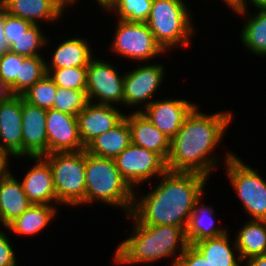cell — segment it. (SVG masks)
Here are the masks:
<instances>
[{"label": "cell", "instance_id": "6da1fadb", "mask_svg": "<svg viewBox=\"0 0 266 266\" xmlns=\"http://www.w3.org/2000/svg\"><path fill=\"white\" fill-rule=\"evenodd\" d=\"M161 178V180H160ZM208 177L195 172L166 171L153 190L137 198L130 218L142 225H174L186 228L195 202L205 193Z\"/></svg>", "mask_w": 266, "mask_h": 266}, {"label": "cell", "instance_id": "7a4b0ae2", "mask_svg": "<svg viewBox=\"0 0 266 266\" xmlns=\"http://www.w3.org/2000/svg\"><path fill=\"white\" fill-rule=\"evenodd\" d=\"M232 120L230 110L209 115L200 112L197 105L171 139L166 161L168 171L195 172L209 178L218 163V157H213L212 153L221 143Z\"/></svg>", "mask_w": 266, "mask_h": 266}, {"label": "cell", "instance_id": "3957f363", "mask_svg": "<svg viewBox=\"0 0 266 266\" xmlns=\"http://www.w3.org/2000/svg\"><path fill=\"white\" fill-rule=\"evenodd\" d=\"M131 219L133 233L117 246L113 254L114 262L120 265L143 264L172 257L171 266H175L189 245L185 228L174 225H142L134 218Z\"/></svg>", "mask_w": 266, "mask_h": 266}, {"label": "cell", "instance_id": "277c9868", "mask_svg": "<svg viewBox=\"0 0 266 266\" xmlns=\"http://www.w3.org/2000/svg\"><path fill=\"white\" fill-rule=\"evenodd\" d=\"M134 190L123 179L114 159L98 157L85 150V204L93 202L121 207L131 214Z\"/></svg>", "mask_w": 266, "mask_h": 266}, {"label": "cell", "instance_id": "5b68a950", "mask_svg": "<svg viewBox=\"0 0 266 266\" xmlns=\"http://www.w3.org/2000/svg\"><path fill=\"white\" fill-rule=\"evenodd\" d=\"M183 0H153L146 24L164 51L189 46L196 34L191 13ZM195 32V33H194ZM194 33V34H193Z\"/></svg>", "mask_w": 266, "mask_h": 266}, {"label": "cell", "instance_id": "8992f818", "mask_svg": "<svg viewBox=\"0 0 266 266\" xmlns=\"http://www.w3.org/2000/svg\"><path fill=\"white\" fill-rule=\"evenodd\" d=\"M51 167L57 204H85V150L54 152L42 156Z\"/></svg>", "mask_w": 266, "mask_h": 266}, {"label": "cell", "instance_id": "52a82bcc", "mask_svg": "<svg viewBox=\"0 0 266 266\" xmlns=\"http://www.w3.org/2000/svg\"><path fill=\"white\" fill-rule=\"evenodd\" d=\"M224 162L226 175L245 212L251 220H266V180L231 152L226 153Z\"/></svg>", "mask_w": 266, "mask_h": 266}, {"label": "cell", "instance_id": "ba28073f", "mask_svg": "<svg viewBox=\"0 0 266 266\" xmlns=\"http://www.w3.org/2000/svg\"><path fill=\"white\" fill-rule=\"evenodd\" d=\"M114 35L110 49L118 56L146 63L147 60L166 53L156 42L146 23L118 19Z\"/></svg>", "mask_w": 266, "mask_h": 266}, {"label": "cell", "instance_id": "9c48e42d", "mask_svg": "<svg viewBox=\"0 0 266 266\" xmlns=\"http://www.w3.org/2000/svg\"><path fill=\"white\" fill-rule=\"evenodd\" d=\"M114 161L121 176L134 191L142 183L153 180L154 176L158 178L168 170L166 161L160 155L133 143L115 157Z\"/></svg>", "mask_w": 266, "mask_h": 266}, {"label": "cell", "instance_id": "30bf717a", "mask_svg": "<svg viewBox=\"0 0 266 266\" xmlns=\"http://www.w3.org/2000/svg\"><path fill=\"white\" fill-rule=\"evenodd\" d=\"M124 76L117 68L101 59L90 60L87 66L86 95L89 102L96 104L121 105L124 97ZM98 101H93L94 99Z\"/></svg>", "mask_w": 266, "mask_h": 266}, {"label": "cell", "instance_id": "8fae6325", "mask_svg": "<svg viewBox=\"0 0 266 266\" xmlns=\"http://www.w3.org/2000/svg\"><path fill=\"white\" fill-rule=\"evenodd\" d=\"M165 69L162 64H143L125 72L123 104L127 106L144 105V109L153 101L157 89L164 81ZM150 99V100H149Z\"/></svg>", "mask_w": 266, "mask_h": 266}, {"label": "cell", "instance_id": "7c38bea8", "mask_svg": "<svg viewBox=\"0 0 266 266\" xmlns=\"http://www.w3.org/2000/svg\"><path fill=\"white\" fill-rule=\"evenodd\" d=\"M48 154L85 150L78 128L77 116L53 108L46 113Z\"/></svg>", "mask_w": 266, "mask_h": 266}, {"label": "cell", "instance_id": "4fadbf2b", "mask_svg": "<svg viewBox=\"0 0 266 266\" xmlns=\"http://www.w3.org/2000/svg\"><path fill=\"white\" fill-rule=\"evenodd\" d=\"M197 106L186 99H162L153 100L143 111H141L151 123L157 127L169 139H172L184 123L186 117Z\"/></svg>", "mask_w": 266, "mask_h": 266}, {"label": "cell", "instance_id": "5bb4252c", "mask_svg": "<svg viewBox=\"0 0 266 266\" xmlns=\"http://www.w3.org/2000/svg\"><path fill=\"white\" fill-rule=\"evenodd\" d=\"M22 96L0 103V152L8 158L23 157Z\"/></svg>", "mask_w": 266, "mask_h": 266}, {"label": "cell", "instance_id": "9a60e30c", "mask_svg": "<svg viewBox=\"0 0 266 266\" xmlns=\"http://www.w3.org/2000/svg\"><path fill=\"white\" fill-rule=\"evenodd\" d=\"M125 117L118 108L112 105L88 102L77 115L79 135L86 147L94 138L113 129Z\"/></svg>", "mask_w": 266, "mask_h": 266}, {"label": "cell", "instance_id": "2e32d148", "mask_svg": "<svg viewBox=\"0 0 266 266\" xmlns=\"http://www.w3.org/2000/svg\"><path fill=\"white\" fill-rule=\"evenodd\" d=\"M47 110L32 105L22 97L23 158L48 154Z\"/></svg>", "mask_w": 266, "mask_h": 266}, {"label": "cell", "instance_id": "e0dca14e", "mask_svg": "<svg viewBox=\"0 0 266 266\" xmlns=\"http://www.w3.org/2000/svg\"><path fill=\"white\" fill-rule=\"evenodd\" d=\"M37 160L22 179V188L31 204H57L53 174L50 164L42 157H27ZM53 203V204H52Z\"/></svg>", "mask_w": 266, "mask_h": 266}, {"label": "cell", "instance_id": "ac0fdd59", "mask_svg": "<svg viewBox=\"0 0 266 266\" xmlns=\"http://www.w3.org/2000/svg\"><path fill=\"white\" fill-rule=\"evenodd\" d=\"M131 130V143L160 155L167 161L171 139L163 134L141 111H133L124 117Z\"/></svg>", "mask_w": 266, "mask_h": 266}, {"label": "cell", "instance_id": "d6986e66", "mask_svg": "<svg viewBox=\"0 0 266 266\" xmlns=\"http://www.w3.org/2000/svg\"><path fill=\"white\" fill-rule=\"evenodd\" d=\"M0 5L10 15L32 24H39V20L55 23V20L58 21L63 16L64 8L68 6L64 0H0Z\"/></svg>", "mask_w": 266, "mask_h": 266}, {"label": "cell", "instance_id": "ffe728a7", "mask_svg": "<svg viewBox=\"0 0 266 266\" xmlns=\"http://www.w3.org/2000/svg\"><path fill=\"white\" fill-rule=\"evenodd\" d=\"M8 170L0 178V208L4 223L8 226L32 204L19 182Z\"/></svg>", "mask_w": 266, "mask_h": 266}, {"label": "cell", "instance_id": "44dd1931", "mask_svg": "<svg viewBox=\"0 0 266 266\" xmlns=\"http://www.w3.org/2000/svg\"><path fill=\"white\" fill-rule=\"evenodd\" d=\"M202 199L201 196L195 202L185 228L186 239L190 245L202 239L218 237L229 232L226 228L215 225L214 208L205 203L201 204Z\"/></svg>", "mask_w": 266, "mask_h": 266}, {"label": "cell", "instance_id": "7402d4cb", "mask_svg": "<svg viewBox=\"0 0 266 266\" xmlns=\"http://www.w3.org/2000/svg\"><path fill=\"white\" fill-rule=\"evenodd\" d=\"M131 144V130L124 118L113 129L94 138L86 151L98 157L114 159Z\"/></svg>", "mask_w": 266, "mask_h": 266}, {"label": "cell", "instance_id": "603a6c76", "mask_svg": "<svg viewBox=\"0 0 266 266\" xmlns=\"http://www.w3.org/2000/svg\"><path fill=\"white\" fill-rule=\"evenodd\" d=\"M87 39L68 38L62 41L54 51L51 61L46 62V69L88 66L93 58Z\"/></svg>", "mask_w": 266, "mask_h": 266}, {"label": "cell", "instance_id": "cb8c5ba5", "mask_svg": "<svg viewBox=\"0 0 266 266\" xmlns=\"http://www.w3.org/2000/svg\"><path fill=\"white\" fill-rule=\"evenodd\" d=\"M229 239L227 232L218 237L202 239L192 245L208 260L211 266H241L242 260L235 240L231 245Z\"/></svg>", "mask_w": 266, "mask_h": 266}, {"label": "cell", "instance_id": "d4e9b609", "mask_svg": "<svg viewBox=\"0 0 266 266\" xmlns=\"http://www.w3.org/2000/svg\"><path fill=\"white\" fill-rule=\"evenodd\" d=\"M56 205L32 204L22 215L11 222L7 229L15 235L34 236L44 230L57 211Z\"/></svg>", "mask_w": 266, "mask_h": 266}, {"label": "cell", "instance_id": "484cf974", "mask_svg": "<svg viewBox=\"0 0 266 266\" xmlns=\"http://www.w3.org/2000/svg\"><path fill=\"white\" fill-rule=\"evenodd\" d=\"M235 235V244L242 261L266 255V220H249Z\"/></svg>", "mask_w": 266, "mask_h": 266}, {"label": "cell", "instance_id": "4316f807", "mask_svg": "<svg viewBox=\"0 0 266 266\" xmlns=\"http://www.w3.org/2000/svg\"><path fill=\"white\" fill-rule=\"evenodd\" d=\"M257 14L248 15L249 19L240 33L241 42L250 53L266 56V7H256Z\"/></svg>", "mask_w": 266, "mask_h": 266}, {"label": "cell", "instance_id": "83f0119b", "mask_svg": "<svg viewBox=\"0 0 266 266\" xmlns=\"http://www.w3.org/2000/svg\"><path fill=\"white\" fill-rule=\"evenodd\" d=\"M46 74V61L42 56H26L20 64L19 76L10 88L14 95L21 96Z\"/></svg>", "mask_w": 266, "mask_h": 266}, {"label": "cell", "instance_id": "f1b7e54d", "mask_svg": "<svg viewBox=\"0 0 266 266\" xmlns=\"http://www.w3.org/2000/svg\"><path fill=\"white\" fill-rule=\"evenodd\" d=\"M153 0H115L106 10L117 15V19L146 23Z\"/></svg>", "mask_w": 266, "mask_h": 266}, {"label": "cell", "instance_id": "f546056e", "mask_svg": "<svg viewBox=\"0 0 266 266\" xmlns=\"http://www.w3.org/2000/svg\"><path fill=\"white\" fill-rule=\"evenodd\" d=\"M40 24H32L19 38L7 48L9 51L17 53L22 56L34 57L42 56L39 54L40 48L48 43V39L41 28Z\"/></svg>", "mask_w": 266, "mask_h": 266}, {"label": "cell", "instance_id": "4dcf8cb0", "mask_svg": "<svg viewBox=\"0 0 266 266\" xmlns=\"http://www.w3.org/2000/svg\"><path fill=\"white\" fill-rule=\"evenodd\" d=\"M58 86L46 74L41 80L35 82L27 91L21 96L32 105L43 109H51L55 102V96Z\"/></svg>", "mask_w": 266, "mask_h": 266}, {"label": "cell", "instance_id": "1f68e13d", "mask_svg": "<svg viewBox=\"0 0 266 266\" xmlns=\"http://www.w3.org/2000/svg\"><path fill=\"white\" fill-rule=\"evenodd\" d=\"M46 72L58 87L86 90L87 66L46 69Z\"/></svg>", "mask_w": 266, "mask_h": 266}, {"label": "cell", "instance_id": "d6a6232c", "mask_svg": "<svg viewBox=\"0 0 266 266\" xmlns=\"http://www.w3.org/2000/svg\"><path fill=\"white\" fill-rule=\"evenodd\" d=\"M88 102L86 90H73L58 87L52 108L60 112L77 116Z\"/></svg>", "mask_w": 266, "mask_h": 266}, {"label": "cell", "instance_id": "836d02e7", "mask_svg": "<svg viewBox=\"0 0 266 266\" xmlns=\"http://www.w3.org/2000/svg\"><path fill=\"white\" fill-rule=\"evenodd\" d=\"M25 56L5 49L0 60V78L11 86L19 76L20 64Z\"/></svg>", "mask_w": 266, "mask_h": 266}, {"label": "cell", "instance_id": "e575fe53", "mask_svg": "<svg viewBox=\"0 0 266 266\" xmlns=\"http://www.w3.org/2000/svg\"><path fill=\"white\" fill-rule=\"evenodd\" d=\"M32 23L20 17L10 15L3 8V30L6 49L19 38Z\"/></svg>", "mask_w": 266, "mask_h": 266}, {"label": "cell", "instance_id": "d590c367", "mask_svg": "<svg viewBox=\"0 0 266 266\" xmlns=\"http://www.w3.org/2000/svg\"><path fill=\"white\" fill-rule=\"evenodd\" d=\"M175 266H211L208 260L193 246L188 245Z\"/></svg>", "mask_w": 266, "mask_h": 266}, {"label": "cell", "instance_id": "8d00e7d4", "mask_svg": "<svg viewBox=\"0 0 266 266\" xmlns=\"http://www.w3.org/2000/svg\"><path fill=\"white\" fill-rule=\"evenodd\" d=\"M3 231L0 232V266H17L12 243Z\"/></svg>", "mask_w": 266, "mask_h": 266}, {"label": "cell", "instance_id": "74e56055", "mask_svg": "<svg viewBox=\"0 0 266 266\" xmlns=\"http://www.w3.org/2000/svg\"><path fill=\"white\" fill-rule=\"evenodd\" d=\"M250 4H253L254 9L255 7H266V0H248ZM240 16L248 15L247 10V0H238V2L231 8Z\"/></svg>", "mask_w": 266, "mask_h": 266}, {"label": "cell", "instance_id": "f35d334b", "mask_svg": "<svg viewBox=\"0 0 266 266\" xmlns=\"http://www.w3.org/2000/svg\"><path fill=\"white\" fill-rule=\"evenodd\" d=\"M15 96L10 86L0 78V103L6 102Z\"/></svg>", "mask_w": 266, "mask_h": 266}, {"label": "cell", "instance_id": "ab89813d", "mask_svg": "<svg viewBox=\"0 0 266 266\" xmlns=\"http://www.w3.org/2000/svg\"><path fill=\"white\" fill-rule=\"evenodd\" d=\"M244 266H266V255L254 256L246 259Z\"/></svg>", "mask_w": 266, "mask_h": 266}, {"label": "cell", "instance_id": "60d3db41", "mask_svg": "<svg viewBox=\"0 0 266 266\" xmlns=\"http://www.w3.org/2000/svg\"><path fill=\"white\" fill-rule=\"evenodd\" d=\"M9 161V158L0 152V178L9 170Z\"/></svg>", "mask_w": 266, "mask_h": 266}, {"label": "cell", "instance_id": "b9f144b4", "mask_svg": "<svg viewBox=\"0 0 266 266\" xmlns=\"http://www.w3.org/2000/svg\"><path fill=\"white\" fill-rule=\"evenodd\" d=\"M0 47L4 50L6 49V43L4 40V30H3V7L0 5Z\"/></svg>", "mask_w": 266, "mask_h": 266}, {"label": "cell", "instance_id": "7bdbcfd3", "mask_svg": "<svg viewBox=\"0 0 266 266\" xmlns=\"http://www.w3.org/2000/svg\"><path fill=\"white\" fill-rule=\"evenodd\" d=\"M98 2V5L106 10L115 0H95Z\"/></svg>", "mask_w": 266, "mask_h": 266}, {"label": "cell", "instance_id": "ee69618b", "mask_svg": "<svg viewBox=\"0 0 266 266\" xmlns=\"http://www.w3.org/2000/svg\"><path fill=\"white\" fill-rule=\"evenodd\" d=\"M226 3V6H228L230 9L238 2V0H221Z\"/></svg>", "mask_w": 266, "mask_h": 266}, {"label": "cell", "instance_id": "f6af8a7d", "mask_svg": "<svg viewBox=\"0 0 266 266\" xmlns=\"http://www.w3.org/2000/svg\"><path fill=\"white\" fill-rule=\"evenodd\" d=\"M0 222L3 224L2 226H4L7 230V225L4 223V220H3V217H2V214H1V208H0ZM0 232H2V230H0Z\"/></svg>", "mask_w": 266, "mask_h": 266}, {"label": "cell", "instance_id": "bcb514c9", "mask_svg": "<svg viewBox=\"0 0 266 266\" xmlns=\"http://www.w3.org/2000/svg\"><path fill=\"white\" fill-rule=\"evenodd\" d=\"M67 4H68V6H72L77 0H64Z\"/></svg>", "mask_w": 266, "mask_h": 266}, {"label": "cell", "instance_id": "7dc6e473", "mask_svg": "<svg viewBox=\"0 0 266 266\" xmlns=\"http://www.w3.org/2000/svg\"><path fill=\"white\" fill-rule=\"evenodd\" d=\"M3 52H4V49L2 47H0V60H1V56H2Z\"/></svg>", "mask_w": 266, "mask_h": 266}]
</instances>
